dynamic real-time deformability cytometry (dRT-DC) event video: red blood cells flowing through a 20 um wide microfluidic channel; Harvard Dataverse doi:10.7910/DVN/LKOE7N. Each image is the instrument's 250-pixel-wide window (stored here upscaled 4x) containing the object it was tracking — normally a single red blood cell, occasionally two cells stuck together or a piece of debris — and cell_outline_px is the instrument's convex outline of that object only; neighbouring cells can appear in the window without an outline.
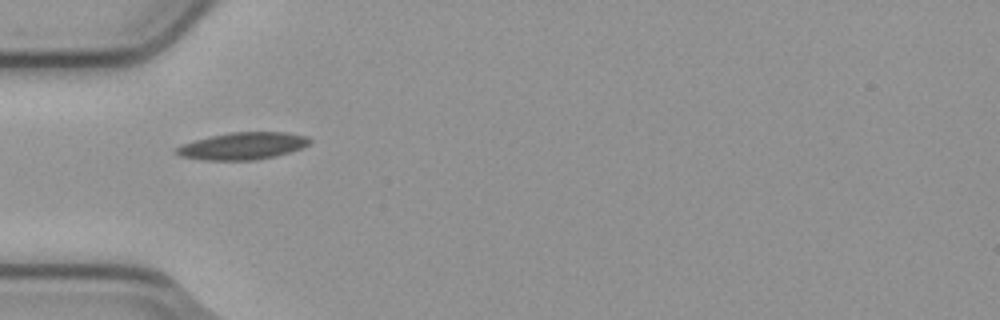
{"species": "common noctule bat (a hibernating species)", "species_latin": "Nyctalus noctula", "temperature_condition": "cold", "stored_images_in_passage": 6, "camera_frame_rate_fps": 3000, "um_per_image_px": 0.085, "animal": {"sex": "male", "body_mass_g": 23.1, "forearm_length_mm": 52.7}, "frame": {"image": 1, "passage_image": 5, "time_ms": 1.333, "image_size_px": [1000, 320], "cell_outline_px": [[312, 140], [308, 144], [300, 148], [276, 156], [256, 160], [204, 160], [180, 156], [172, 152], [180, 144], [228, 132], [284, 132], [308, 136]], "centroid_in_image_um": [20.6, 12.41], "position_along_channel_um": 64.4, "area_um2": 21.1}}
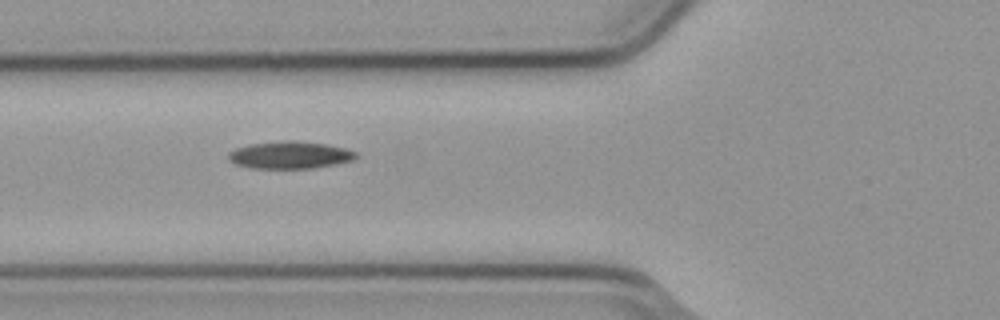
{"frame": {"image": 2, "passage_image": 6, "time_ms": 1.667, "image_size_px": [1000, 320], "cell_outline_px": [[356, 156], [352, 160], [336, 164], [312, 168], [248, 168], [236, 164], [228, 160], [228, 152], [236, 148], [248, 144], [288, 140], [292, 140], [324, 144], [344, 148], [356, 152]], "centroid_in_image_um": [24.58, 13.18], "position_along_channel_um": 101.2, "area_um2": 20.17}}